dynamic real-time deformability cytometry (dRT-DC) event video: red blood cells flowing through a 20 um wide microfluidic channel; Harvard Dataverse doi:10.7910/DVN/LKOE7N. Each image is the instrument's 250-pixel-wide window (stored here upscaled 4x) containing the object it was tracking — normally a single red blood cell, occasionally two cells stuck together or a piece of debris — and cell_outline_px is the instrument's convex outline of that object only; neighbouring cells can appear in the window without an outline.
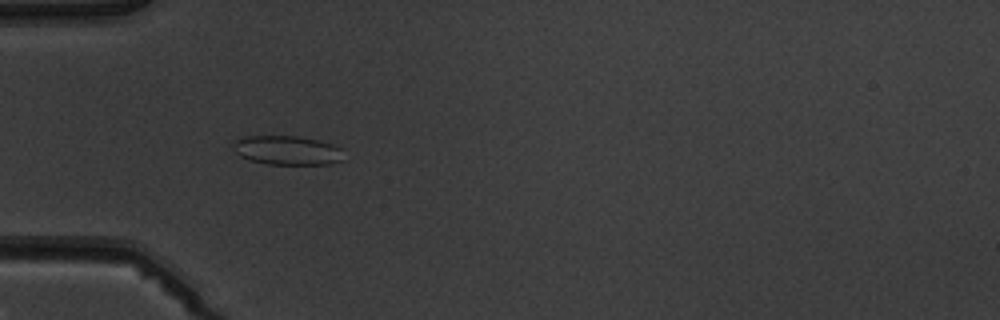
{"species": "common noctule bat (a hibernating species)", "species_latin": "Nyctalus noctula", "temperature_condition": "warm", "stored_images_in_passage": 6, "camera_frame_rate_fps": 3000, "um_per_image_px": 0.085, "animal": {"sex": "male", "body_mass_g": 19.5, "forearm_length_mm": 54.6}, "frame": {"image": 1, "passage_image": 5, "time_ms": 4.667, "image_size_px": [1000, 320], "cell_outline_px": [[344, 160], [328, 164], [268, 164], [248, 160], [240, 156], [232, 148], [232, 144], [236, 140], [248, 136], [296, 136], [316, 140], [332, 144], [340, 148]], "centroid_in_image_um": [24.39, 12.78], "position_along_channel_um": 60.6, "area_um2": 18.67}}
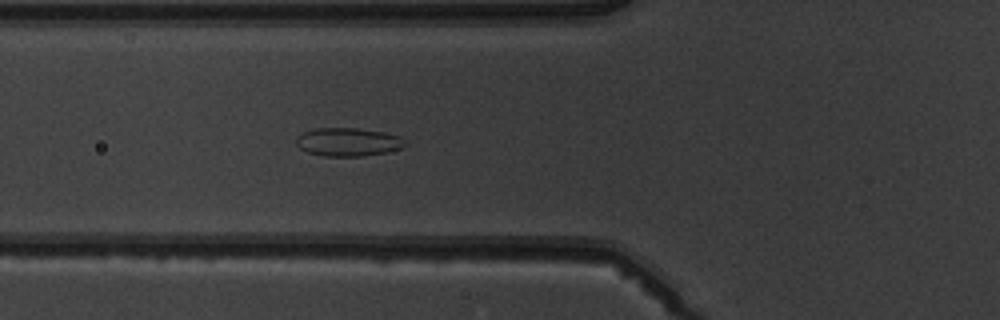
{"frame": {"image": 2, "passage_image": 6, "time_ms": 5.667, "image_size_px": [1000, 320], "cell_outline_px": [[408, 144], [404, 148], [364, 156], [324, 156], [308, 152], [300, 148], [296, 144], [296, 136], [304, 132], [316, 128], [356, 128], [384, 132], [400, 136]], "centroid_in_image_um": [29.6, 12.07], "position_along_channel_um": 96.2, "area_um2": 18.03}}